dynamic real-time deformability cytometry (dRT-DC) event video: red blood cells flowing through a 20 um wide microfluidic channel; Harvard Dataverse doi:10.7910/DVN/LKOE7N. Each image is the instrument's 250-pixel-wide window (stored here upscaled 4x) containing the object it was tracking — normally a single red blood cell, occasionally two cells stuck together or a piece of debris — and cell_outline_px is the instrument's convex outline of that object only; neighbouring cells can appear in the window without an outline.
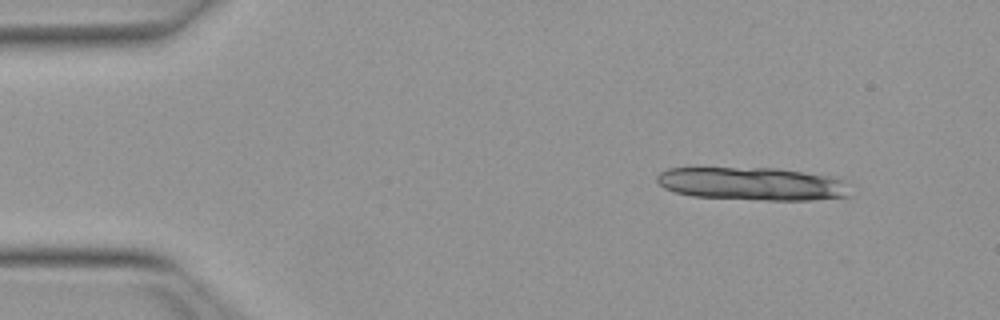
{"species": "Egyptian fruit bat (a non-hibernating species)", "species_latin": "Rousettus aegyptiacus", "temperature_condition": "warm", "stored_images_in_passage": 10, "camera_frame_rate_fps": 3000, "um_per_image_px": 0.085, "animal": {"sex": "female"}, "frame": {"image": 1, "passage_image": 1, "time_ms": 0.0, "image_size_px": [1000, 320], "cell_outline_px": [[852, 196], [812, 200], [752, 200], [692, 196], [676, 192], [664, 188], [656, 180], [656, 176], [660, 172], [668, 168], [776, 168], [832, 176], [844, 180]], "centroid_in_image_um": [63.97, 15.63], "position_along_channel_um": 21.0, "area_um2": 37.45}}